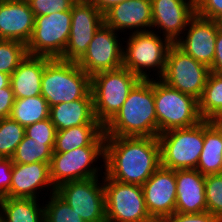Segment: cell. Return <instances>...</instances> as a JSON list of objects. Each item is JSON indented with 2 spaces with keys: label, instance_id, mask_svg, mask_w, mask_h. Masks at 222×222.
Returning <instances> with one entry per match:
<instances>
[{
  "label": "cell",
  "instance_id": "e0dca14e",
  "mask_svg": "<svg viewBox=\"0 0 222 222\" xmlns=\"http://www.w3.org/2000/svg\"><path fill=\"white\" fill-rule=\"evenodd\" d=\"M151 6L152 27L162 30V36L173 44L196 14L195 0H151Z\"/></svg>",
  "mask_w": 222,
  "mask_h": 222
},
{
  "label": "cell",
  "instance_id": "f1b7e54d",
  "mask_svg": "<svg viewBox=\"0 0 222 222\" xmlns=\"http://www.w3.org/2000/svg\"><path fill=\"white\" fill-rule=\"evenodd\" d=\"M55 141H34L24 136L11 157L13 163L30 164L43 162L50 165Z\"/></svg>",
  "mask_w": 222,
  "mask_h": 222
},
{
  "label": "cell",
  "instance_id": "ee69618b",
  "mask_svg": "<svg viewBox=\"0 0 222 222\" xmlns=\"http://www.w3.org/2000/svg\"><path fill=\"white\" fill-rule=\"evenodd\" d=\"M217 122L222 125V117Z\"/></svg>",
  "mask_w": 222,
  "mask_h": 222
},
{
  "label": "cell",
  "instance_id": "836d02e7",
  "mask_svg": "<svg viewBox=\"0 0 222 222\" xmlns=\"http://www.w3.org/2000/svg\"><path fill=\"white\" fill-rule=\"evenodd\" d=\"M34 16L69 11L76 0H26Z\"/></svg>",
  "mask_w": 222,
  "mask_h": 222
},
{
  "label": "cell",
  "instance_id": "f546056e",
  "mask_svg": "<svg viewBox=\"0 0 222 222\" xmlns=\"http://www.w3.org/2000/svg\"><path fill=\"white\" fill-rule=\"evenodd\" d=\"M25 136V127L10 117L0 119V158H11Z\"/></svg>",
  "mask_w": 222,
  "mask_h": 222
},
{
  "label": "cell",
  "instance_id": "d6986e66",
  "mask_svg": "<svg viewBox=\"0 0 222 222\" xmlns=\"http://www.w3.org/2000/svg\"><path fill=\"white\" fill-rule=\"evenodd\" d=\"M49 185L51 187L50 194H52L55 192V188L50 180L48 163H13L11 185L7 197L37 199V197H39L38 194H40L38 191L41 188L44 190V188L49 187Z\"/></svg>",
  "mask_w": 222,
  "mask_h": 222
},
{
  "label": "cell",
  "instance_id": "cb8c5ba5",
  "mask_svg": "<svg viewBox=\"0 0 222 222\" xmlns=\"http://www.w3.org/2000/svg\"><path fill=\"white\" fill-rule=\"evenodd\" d=\"M204 176L222 174V125L204 120V144L196 168Z\"/></svg>",
  "mask_w": 222,
  "mask_h": 222
},
{
  "label": "cell",
  "instance_id": "d6a6232c",
  "mask_svg": "<svg viewBox=\"0 0 222 222\" xmlns=\"http://www.w3.org/2000/svg\"><path fill=\"white\" fill-rule=\"evenodd\" d=\"M207 211L222 222V174L205 176Z\"/></svg>",
  "mask_w": 222,
  "mask_h": 222
},
{
  "label": "cell",
  "instance_id": "277c9868",
  "mask_svg": "<svg viewBox=\"0 0 222 222\" xmlns=\"http://www.w3.org/2000/svg\"><path fill=\"white\" fill-rule=\"evenodd\" d=\"M140 80V77L124 67L97 72L91 76L94 113L103 127L117 114Z\"/></svg>",
  "mask_w": 222,
  "mask_h": 222
},
{
  "label": "cell",
  "instance_id": "4dcf8cb0",
  "mask_svg": "<svg viewBox=\"0 0 222 222\" xmlns=\"http://www.w3.org/2000/svg\"><path fill=\"white\" fill-rule=\"evenodd\" d=\"M27 55L26 44L16 40H0V72L11 75Z\"/></svg>",
  "mask_w": 222,
  "mask_h": 222
},
{
  "label": "cell",
  "instance_id": "7bdbcfd3",
  "mask_svg": "<svg viewBox=\"0 0 222 222\" xmlns=\"http://www.w3.org/2000/svg\"><path fill=\"white\" fill-rule=\"evenodd\" d=\"M219 27L222 30V19L218 21Z\"/></svg>",
  "mask_w": 222,
  "mask_h": 222
},
{
  "label": "cell",
  "instance_id": "ba28073f",
  "mask_svg": "<svg viewBox=\"0 0 222 222\" xmlns=\"http://www.w3.org/2000/svg\"><path fill=\"white\" fill-rule=\"evenodd\" d=\"M160 165L167 169H196L204 144V120L198 124L158 135Z\"/></svg>",
  "mask_w": 222,
  "mask_h": 222
},
{
  "label": "cell",
  "instance_id": "7402d4cb",
  "mask_svg": "<svg viewBox=\"0 0 222 222\" xmlns=\"http://www.w3.org/2000/svg\"><path fill=\"white\" fill-rule=\"evenodd\" d=\"M50 59L45 56H26L18 68L10 75V85L15 99L41 95L42 74L45 64Z\"/></svg>",
  "mask_w": 222,
  "mask_h": 222
},
{
  "label": "cell",
  "instance_id": "2e32d148",
  "mask_svg": "<svg viewBox=\"0 0 222 222\" xmlns=\"http://www.w3.org/2000/svg\"><path fill=\"white\" fill-rule=\"evenodd\" d=\"M187 27L186 34L184 33L174 44L194 60L210 68L214 60L217 32L220 28L218 21L195 14Z\"/></svg>",
  "mask_w": 222,
  "mask_h": 222
},
{
  "label": "cell",
  "instance_id": "8992f818",
  "mask_svg": "<svg viewBox=\"0 0 222 222\" xmlns=\"http://www.w3.org/2000/svg\"><path fill=\"white\" fill-rule=\"evenodd\" d=\"M128 38V41H125L126 48H123V67L141 79H149L151 71L147 74L148 69L157 70L160 78L164 73L167 54L173 43L166 37L161 38V35L152 29L133 32Z\"/></svg>",
  "mask_w": 222,
  "mask_h": 222
},
{
  "label": "cell",
  "instance_id": "74e56055",
  "mask_svg": "<svg viewBox=\"0 0 222 222\" xmlns=\"http://www.w3.org/2000/svg\"><path fill=\"white\" fill-rule=\"evenodd\" d=\"M12 166L11 158H0V199L7 197L11 185Z\"/></svg>",
  "mask_w": 222,
  "mask_h": 222
},
{
  "label": "cell",
  "instance_id": "44dd1931",
  "mask_svg": "<svg viewBox=\"0 0 222 222\" xmlns=\"http://www.w3.org/2000/svg\"><path fill=\"white\" fill-rule=\"evenodd\" d=\"M175 212L198 214L207 211L205 176L197 169L175 170Z\"/></svg>",
  "mask_w": 222,
  "mask_h": 222
},
{
  "label": "cell",
  "instance_id": "83f0119b",
  "mask_svg": "<svg viewBox=\"0 0 222 222\" xmlns=\"http://www.w3.org/2000/svg\"><path fill=\"white\" fill-rule=\"evenodd\" d=\"M198 102L199 113L203 120L218 121L222 117V74L209 73Z\"/></svg>",
  "mask_w": 222,
  "mask_h": 222
},
{
  "label": "cell",
  "instance_id": "e575fe53",
  "mask_svg": "<svg viewBox=\"0 0 222 222\" xmlns=\"http://www.w3.org/2000/svg\"><path fill=\"white\" fill-rule=\"evenodd\" d=\"M57 129L47 118L25 127V136L34 139V141H55Z\"/></svg>",
  "mask_w": 222,
  "mask_h": 222
},
{
  "label": "cell",
  "instance_id": "7c38bea8",
  "mask_svg": "<svg viewBox=\"0 0 222 222\" xmlns=\"http://www.w3.org/2000/svg\"><path fill=\"white\" fill-rule=\"evenodd\" d=\"M98 177L69 181L55 188L62 198L85 222H107L105 189Z\"/></svg>",
  "mask_w": 222,
  "mask_h": 222
},
{
  "label": "cell",
  "instance_id": "4fadbf2b",
  "mask_svg": "<svg viewBox=\"0 0 222 222\" xmlns=\"http://www.w3.org/2000/svg\"><path fill=\"white\" fill-rule=\"evenodd\" d=\"M71 17L70 36L59 59L77 62L104 23V15L89 0H76L71 8Z\"/></svg>",
  "mask_w": 222,
  "mask_h": 222
},
{
  "label": "cell",
  "instance_id": "1f68e13d",
  "mask_svg": "<svg viewBox=\"0 0 222 222\" xmlns=\"http://www.w3.org/2000/svg\"><path fill=\"white\" fill-rule=\"evenodd\" d=\"M44 206L45 222H85L79 214L55 192L50 194Z\"/></svg>",
  "mask_w": 222,
  "mask_h": 222
},
{
  "label": "cell",
  "instance_id": "4316f807",
  "mask_svg": "<svg viewBox=\"0 0 222 222\" xmlns=\"http://www.w3.org/2000/svg\"><path fill=\"white\" fill-rule=\"evenodd\" d=\"M50 107L42 96L15 99L10 118L23 127L49 118Z\"/></svg>",
  "mask_w": 222,
  "mask_h": 222
},
{
  "label": "cell",
  "instance_id": "5bb4252c",
  "mask_svg": "<svg viewBox=\"0 0 222 222\" xmlns=\"http://www.w3.org/2000/svg\"><path fill=\"white\" fill-rule=\"evenodd\" d=\"M105 23L97 30L87 51L77 61L78 66L88 75L123 67V47L119 35Z\"/></svg>",
  "mask_w": 222,
  "mask_h": 222
},
{
  "label": "cell",
  "instance_id": "ab89813d",
  "mask_svg": "<svg viewBox=\"0 0 222 222\" xmlns=\"http://www.w3.org/2000/svg\"><path fill=\"white\" fill-rule=\"evenodd\" d=\"M210 72L222 74V30L220 28L217 32L215 55Z\"/></svg>",
  "mask_w": 222,
  "mask_h": 222
},
{
  "label": "cell",
  "instance_id": "5b68a950",
  "mask_svg": "<svg viewBox=\"0 0 222 222\" xmlns=\"http://www.w3.org/2000/svg\"><path fill=\"white\" fill-rule=\"evenodd\" d=\"M153 78V94L159 134L177 128L194 126L203 119L199 113L198 100Z\"/></svg>",
  "mask_w": 222,
  "mask_h": 222
},
{
  "label": "cell",
  "instance_id": "ac0fdd59",
  "mask_svg": "<svg viewBox=\"0 0 222 222\" xmlns=\"http://www.w3.org/2000/svg\"><path fill=\"white\" fill-rule=\"evenodd\" d=\"M35 16L26 0L0 1V40H16L27 45Z\"/></svg>",
  "mask_w": 222,
  "mask_h": 222
},
{
  "label": "cell",
  "instance_id": "6da1fadb",
  "mask_svg": "<svg viewBox=\"0 0 222 222\" xmlns=\"http://www.w3.org/2000/svg\"><path fill=\"white\" fill-rule=\"evenodd\" d=\"M100 166L115 181L142 186L161 166L158 137L106 136Z\"/></svg>",
  "mask_w": 222,
  "mask_h": 222
},
{
  "label": "cell",
  "instance_id": "3957f363",
  "mask_svg": "<svg viewBox=\"0 0 222 222\" xmlns=\"http://www.w3.org/2000/svg\"><path fill=\"white\" fill-rule=\"evenodd\" d=\"M91 91V76L74 61L50 59L42 74L41 95L49 107L84 98Z\"/></svg>",
  "mask_w": 222,
  "mask_h": 222
},
{
  "label": "cell",
  "instance_id": "60d3db41",
  "mask_svg": "<svg viewBox=\"0 0 222 222\" xmlns=\"http://www.w3.org/2000/svg\"><path fill=\"white\" fill-rule=\"evenodd\" d=\"M103 15L113 6L128 0H89Z\"/></svg>",
  "mask_w": 222,
  "mask_h": 222
},
{
  "label": "cell",
  "instance_id": "8fae6325",
  "mask_svg": "<svg viewBox=\"0 0 222 222\" xmlns=\"http://www.w3.org/2000/svg\"><path fill=\"white\" fill-rule=\"evenodd\" d=\"M209 73L208 66L194 60L173 44L167 54L164 73L159 79L168 86L199 100Z\"/></svg>",
  "mask_w": 222,
  "mask_h": 222
},
{
  "label": "cell",
  "instance_id": "ffe728a7",
  "mask_svg": "<svg viewBox=\"0 0 222 222\" xmlns=\"http://www.w3.org/2000/svg\"><path fill=\"white\" fill-rule=\"evenodd\" d=\"M104 23L117 33L124 29H130L132 33L150 31L152 27L151 0L121 2L104 14Z\"/></svg>",
  "mask_w": 222,
  "mask_h": 222
},
{
  "label": "cell",
  "instance_id": "8d00e7d4",
  "mask_svg": "<svg viewBox=\"0 0 222 222\" xmlns=\"http://www.w3.org/2000/svg\"><path fill=\"white\" fill-rule=\"evenodd\" d=\"M163 222H221L217 217L208 211L198 214L173 213Z\"/></svg>",
  "mask_w": 222,
  "mask_h": 222
},
{
  "label": "cell",
  "instance_id": "d590c367",
  "mask_svg": "<svg viewBox=\"0 0 222 222\" xmlns=\"http://www.w3.org/2000/svg\"><path fill=\"white\" fill-rule=\"evenodd\" d=\"M196 14L215 21L222 19V0H195Z\"/></svg>",
  "mask_w": 222,
  "mask_h": 222
},
{
  "label": "cell",
  "instance_id": "603a6c76",
  "mask_svg": "<svg viewBox=\"0 0 222 222\" xmlns=\"http://www.w3.org/2000/svg\"><path fill=\"white\" fill-rule=\"evenodd\" d=\"M49 118L57 131L85 124H100L95 117L91 91L82 99L51 106Z\"/></svg>",
  "mask_w": 222,
  "mask_h": 222
},
{
  "label": "cell",
  "instance_id": "52a82bcc",
  "mask_svg": "<svg viewBox=\"0 0 222 222\" xmlns=\"http://www.w3.org/2000/svg\"><path fill=\"white\" fill-rule=\"evenodd\" d=\"M105 139L103 131L89 146L79 147L65 153L53 152L49 165L53 187L57 188L69 181L99 177L100 167H94L93 163L100 160L101 157L104 162Z\"/></svg>",
  "mask_w": 222,
  "mask_h": 222
},
{
  "label": "cell",
  "instance_id": "9c48e42d",
  "mask_svg": "<svg viewBox=\"0 0 222 222\" xmlns=\"http://www.w3.org/2000/svg\"><path fill=\"white\" fill-rule=\"evenodd\" d=\"M103 174L107 222H155L146 209L141 185L115 181Z\"/></svg>",
  "mask_w": 222,
  "mask_h": 222
},
{
  "label": "cell",
  "instance_id": "7a4b0ae2",
  "mask_svg": "<svg viewBox=\"0 0 222 222\" xmlns=\"http://www.w3.org/2000/svg\"><path fill=\"white\" fill-rule=\"evenodd\" d=\"M105 136L157 137L153 78L141 79L117 114L104 126Z\"/></svg>",
  "mask_w": 222,
  "mask_h": 222
},
{
  "label": "cell",
  "instance_id": "30bf717a",
  "mask_svg": "<svg viewBox=\"0 0 222 222\" xmlns=\"http://www.w3.org/2000/svg\"><path fill=\"white\" fill-rule=\"evenodd\" d=\"M71 23V10L35 16L33 33L26 45L28 55L60 58L70 36Z\"/></svg>",
  "mask_w": 222,
  "mask_h": 222
},
{
  "label": "cell",
  "instance_id": "484cf974",
  "mask_svg": "<svg viewBox=\"0 0 222 222\" xmlns=\"http://www.w3.org/2000/svg\"><path fill=\"white\" fill-rule=\"evenodd\" d=\"M103 131L101 124H85L57 131L53 152L65 153L89 146Z\"/></svg>",
  "mask_w": 222,
  "mask_h": 222
},
{
  "label": "cell",
  "instance_id": "b9f144b4",
  "mask_svg": "<svg viewBox=\"0 0 222 222\" xmlns=\"http://www.w3.org/2000/svg\"><path fill=\"white\" fill-rule=\"evenodd\" d=\"M10 83H11L10 75L0 72V92L1 89L10 86Z\"/></svg>",
  "mask_w": 222,
  "mask_h": 222
},
{
  "label": "cell",
  "instance_id": "9a60e30c",
  "mask_svg": "<svg viewBox=\"0 0 222 222\" xmlns=\"http://www.w3.org/2000/svg\"><path fill=\"white\" fill-rule=\"evenodd\" d=\"M146 209L155 222H163L175 213V170L160 166L142 185Z\"/></svg>",
  "mask_w": 222,
  "mask_h": 222
},
{
  "label": "cell",
  "instance_id": "f35d334b",
  "mask_svg": "<svg viewBox=\"0 0 222 222\" xmlns=\"http://www.w3.org/2000/svg\"><path fill=\"white\" fill-rule=\"evenodd\" d=\"M15 97L11 85L0 92V119L8 118L14 105Z\"/></svg>",
  "mask_w": 222,
  "mask_h": 222
},
{
  "label": "cell",
  "instance_id": "d4e9b609",
  "mask_svg": "<svg viewBox=\"0 0 222 222\" xmlns=\"http://www.w3.org/2000/svg\"><path fill=\"white\" fill-rule=\"evenodd\" d=\"M32 198L4 197L0 199L2 222H45L44 205Z\"/></svg>",
  "mask_w": 222,
  "mask_h": 222
}]
</instances>
